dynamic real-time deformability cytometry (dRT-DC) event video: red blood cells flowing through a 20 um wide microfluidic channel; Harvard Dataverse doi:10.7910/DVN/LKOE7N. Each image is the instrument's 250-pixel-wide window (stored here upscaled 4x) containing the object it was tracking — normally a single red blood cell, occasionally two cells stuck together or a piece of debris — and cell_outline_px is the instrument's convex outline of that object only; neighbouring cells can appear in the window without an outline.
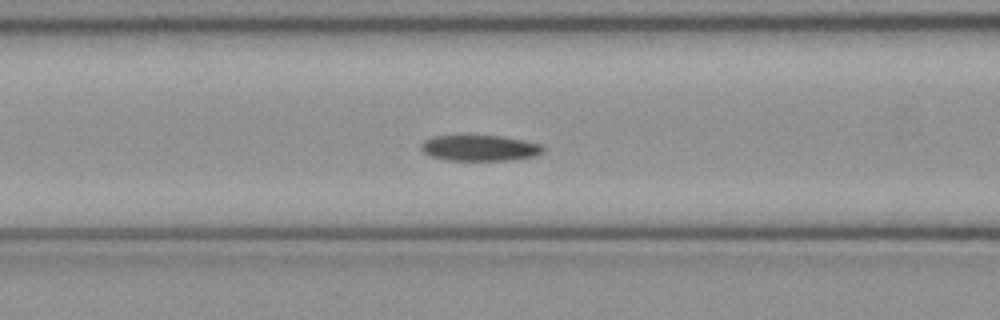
{"species": "common noctule bat (a hibernating species)", "species_latin": "Nyctalus noctula", "temperature_condition": "cold", "stored_images_in_passage": 44, "camera_frame_rate_fps": 3000, "um_per_image_px": 0.085, "animal": {"sex": "female", "body_mass_g": 21.9}, "frame": {"image": 1, "passage_image": 14, "time_ms": 4.333, "image_size_px": [1000, 320], "cell_outline_px": [[544, 152], [532, 156], [512, 160], [448, 160], [432, 156], [424, 152], [420, 148], [420, 144], [424, 140], [432, 136], [500, 136], [524, 140], [540, 144], [544, 148]], "centroid_in_image_um": [40.77, 12.58], "position_along_channel_um": 125.8, "area_um2": 18.21}}
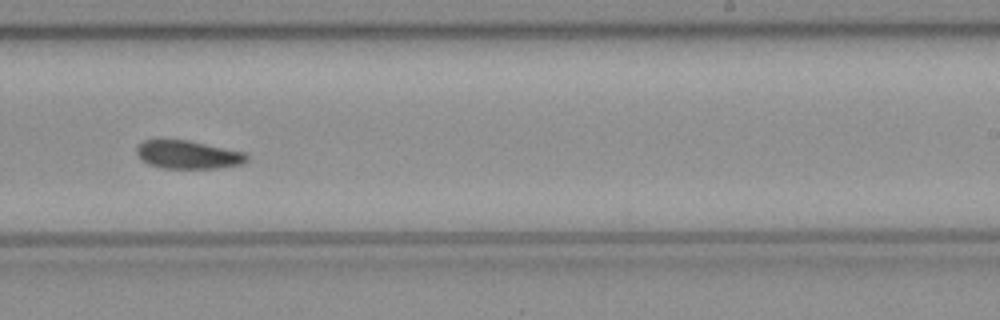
{"frame": {"image": 2, "passage_image": 25, "time_ms": 8.0, "image_size_px": [1000, 320], "cell_outline_px": [[248, 160], [244, 164], [216, 168], [164, 168], [148, 164], [140, 160], [136, 152], [136, 148], [144, 140], [188, 140], [244, 152], [248, 156]], "centroid_in_image_um": [15.98, 13.15], "position_along_channel_um": 273.0, "area_um2": 18.09}}
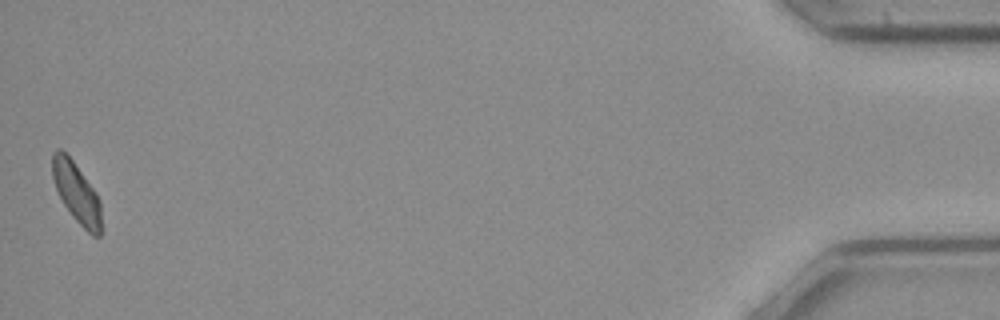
{"frame": {"image": 3, "passage_image": 44, "time_ms": 14.333, "image_size_px": [1000, 320], "cell_outline_px": [[100, 236], [92, 236], [72, 216], [64, 204], [56, 188], [52, 176], [52, 152], [56, 148], [60, 148], [72, 160], [96, 192], [100, 200]], "centroid_in_image_um": [6.49, 16.36], "position_along_channel_um": 428.7, "area_um2": 16.88}}